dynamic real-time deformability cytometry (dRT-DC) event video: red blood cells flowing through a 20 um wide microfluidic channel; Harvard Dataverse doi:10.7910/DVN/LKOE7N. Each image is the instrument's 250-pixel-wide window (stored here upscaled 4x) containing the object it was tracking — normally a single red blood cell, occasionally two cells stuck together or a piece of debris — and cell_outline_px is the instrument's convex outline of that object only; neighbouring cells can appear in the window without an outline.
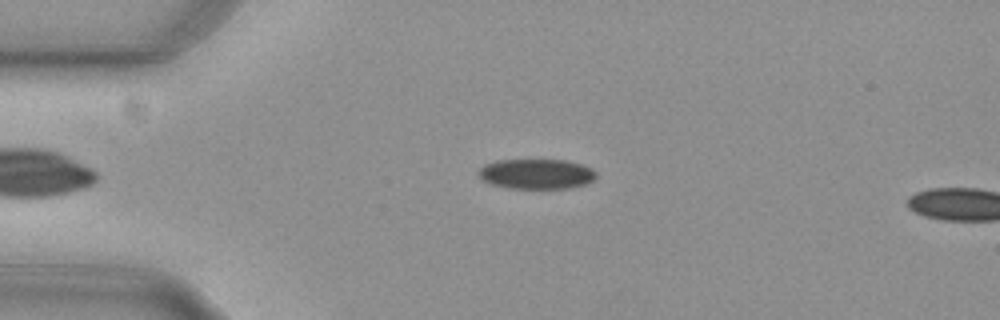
{"species": "common noctule bat (a hibernating species)", "species_latin": "Nyctalus noctula", "temperature_condition": "cold", "stored_images_in_passage": 8, "camera_frame_rate_fps": 3000, "um_per_image_px": 0.085, "animal": {"sex": "female", "body_mass_g": 29.2, "forearm_length_mm": 56.3}, "frame": {"image": 1, "passage_image": 5, "time_ms": 1.333, "image_size_px": [1000, 320], "cell_outline_px": [[596, 176], [588, 184], [572, 188], [508, 188], [492, 184], [484, 180], [476, 172], [484, 164], [496, 160], [564, 160], [580, 164], [592, 168], [596, 172]], "centroid_in_image_um": [45.6, 14.78], "position_along_channel_um": 39.4, "area_um2": 20.63}}